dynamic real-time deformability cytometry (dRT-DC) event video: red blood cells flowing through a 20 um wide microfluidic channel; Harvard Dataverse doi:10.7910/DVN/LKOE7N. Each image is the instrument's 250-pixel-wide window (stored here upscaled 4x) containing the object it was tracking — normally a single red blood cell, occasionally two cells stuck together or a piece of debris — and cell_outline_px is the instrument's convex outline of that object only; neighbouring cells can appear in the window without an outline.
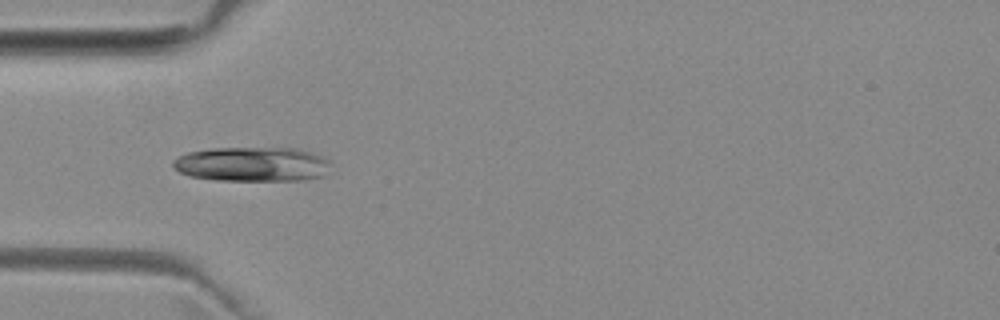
{"species": "common noctule bat (a hibernating species)", "species_latin": "Nyctalus noctula", "temperature_condition": "room temperature", "stored_images_in_passage": 6, "camera_frame_rate_fps": 3000, "um_per_image_px": 0.085, "animal": {"sex": "female", "body_mass_g": 29.2, "forearm_length_mm": 56.3}, "frame": {"image": 1, "passage_image": 4, "time_ms": 3.667, "image_size_px": [1000, 320], "cell_outline_px": [[328, 176], [304, 180], [216, 180], [188, 176], [180, 172], [172, 164], [172, 160], [188, 152], [212, 148], [292, 148], [312, 152], [328, 160]], "centroid_in_image_um": [21.45, 13.96], "position_along_channel_um": 63.6, "area_um2": 31.79}}
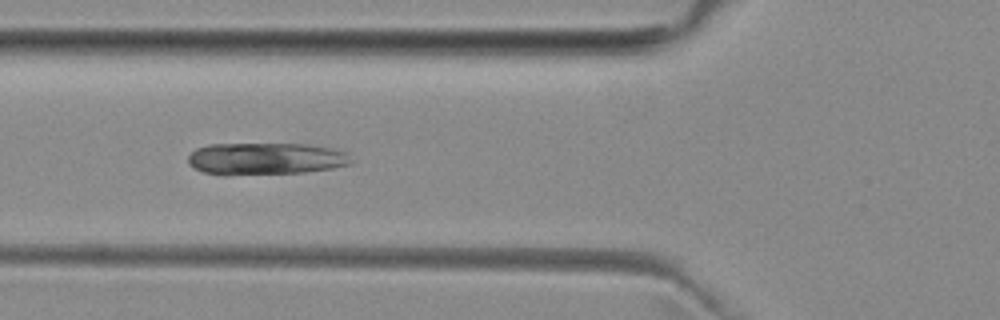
{"frame": {"image": 2, "passage_image": 5, "time_ms": 4.667, "image_size_px": [1000, 320], "cell_outline_px": [[352, 164], [332, 168], [304, 172], [224, 176], [204, 172], [188, 164], [188, 156], [196, 148], [208, 144], [304, 144], [328, 148], [344, 152], [352, 160]], "centroid_in_image_um": [22.51, 13.5], "position_along_channel_um": 103.3, "area_um2": 30.52}}
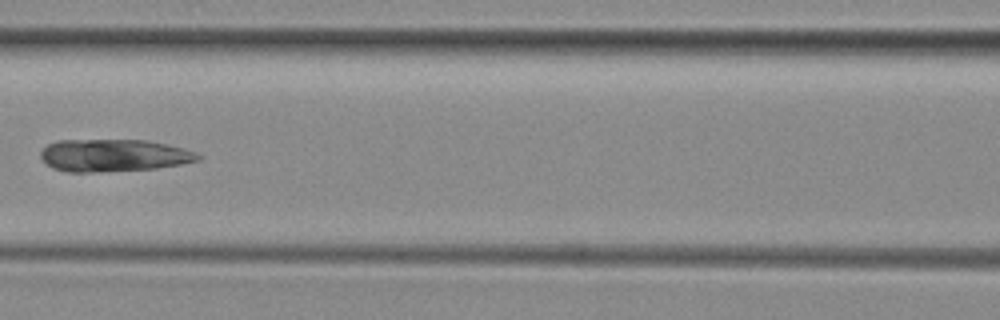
{"frame": {"image": 3, "passage_image": 6, "time_ms": 6.0, "image_size_px": [1000, 320], "cell_outline_px": [[204, 156], [200, 160], [180, 164], [156, 168], [96, 172], [68, 172], [52, 168], [40, 156], [40, 152], [48, 144], [60, 140], [144, 140], [184, 148], [196, 152]], "centroid_in_image_um": [9.68, 13.21], "position_along_channel_um": 156.9, "area_um2": 29.59}}